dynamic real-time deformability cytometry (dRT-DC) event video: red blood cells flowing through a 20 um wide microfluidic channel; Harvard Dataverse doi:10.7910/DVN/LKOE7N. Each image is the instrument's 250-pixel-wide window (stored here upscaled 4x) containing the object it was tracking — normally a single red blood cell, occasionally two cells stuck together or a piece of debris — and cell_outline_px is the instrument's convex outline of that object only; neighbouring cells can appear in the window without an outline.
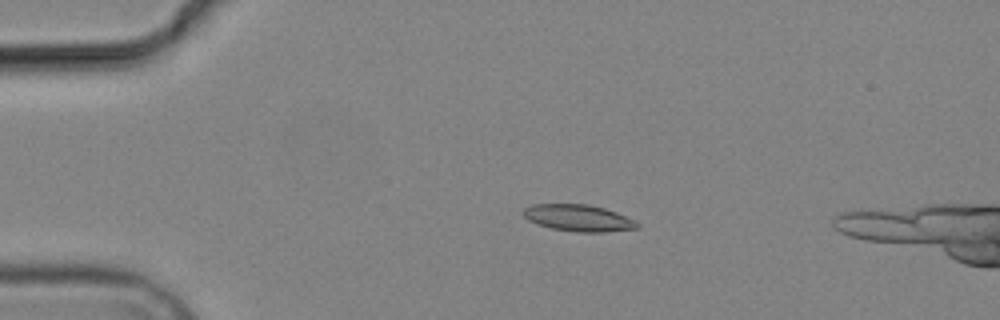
{"species": "common noctule bat (a hibernating species)", "species_latin": "Nyctalus noctula", "temperature_condition": "cold", "stored_images_in_passage": 6, "camera_frame_rate_fps": 3000, "um_per_image_px": 0.085, "animal": {"sex": "male", "body_mass_g": 19.2, "forearm_length_mm": 51.8}, "frame": {"image": 1, "passage_image": 4, "time_ms": 3.667, "image_size_px": [1000, 320], "cell_outline_px": [[640, 228], [604, 232], [576, 232], [552, 228], [528, 220], [524, 216], [524, 208], [532, 204], [588, 204], [604, 208], [616, 212], [636, 220], [640, 224]], "centroid_in_image_um": [49.22, 18.52], "position_along_channel_um": 35.8, "area_um2": 17.69}}